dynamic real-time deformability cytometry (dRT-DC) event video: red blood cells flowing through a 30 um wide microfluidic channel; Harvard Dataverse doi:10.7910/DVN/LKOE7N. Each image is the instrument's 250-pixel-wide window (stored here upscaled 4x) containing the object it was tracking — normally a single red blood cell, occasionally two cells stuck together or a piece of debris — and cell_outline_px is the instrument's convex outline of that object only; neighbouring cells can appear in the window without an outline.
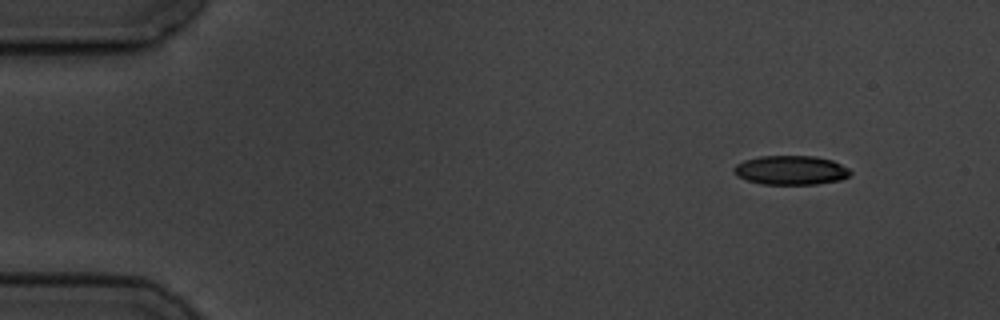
{"species": "common noctule bat (a hibernating species)", "species_latin": "Nyctalus noctula", "temperature_condition": "cold", "stored_images_in_passage": 8, "camera_frame_rate_fps": 3000, "um_per_image_px": 0.085, "animal": {"sex": "male", "body_mass_g": 19.5, "forearm_length_mm": 54.6}, "frame": {"image": 1, "passage_image": 1, "time_ms": 0.0, "image_size_px": [1000, 320], "cell_outline_px": [[852, 172], [848, 176], [840, 180], [816, 184], [760, 184], [736, 176], [732, 172], [732, 168], [736, 164], [744, 160], [760, 156], [816, 156], [832, 160], [848, 168]], "centroid_in_image_um": [67.19, 14.46], "position_along_channel_um": 17.8, "area_um2": 19.88}}
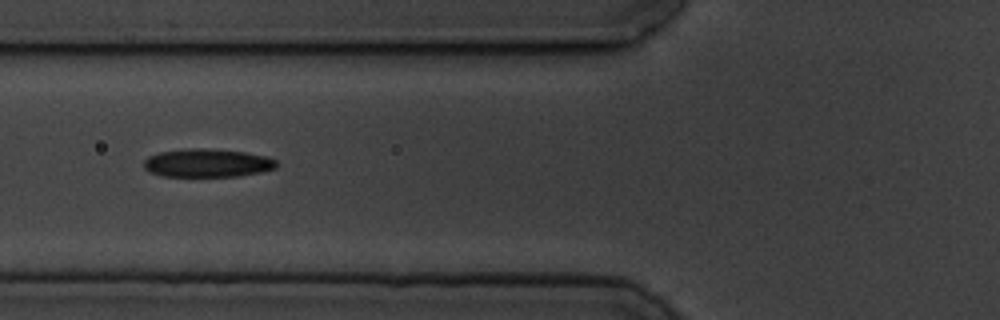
{"frame": {"image": 2, "passage_image": 5, "time_ms": 5.333, "image_size_px": [1000, 320], "cell_outline_px": [[276, 168], [260, 172], [240, 176], [164, 176], [148, 172], [144, 168], [144, 160], [148, 156], [160, 152], [188, 148], [200, 148], [244, 152], [268, 156], [276, 160]], "centroid_in_image_um": [17.61, 13.86], "position_along_channel_um": 108.2, "area_um2": 21.85}}
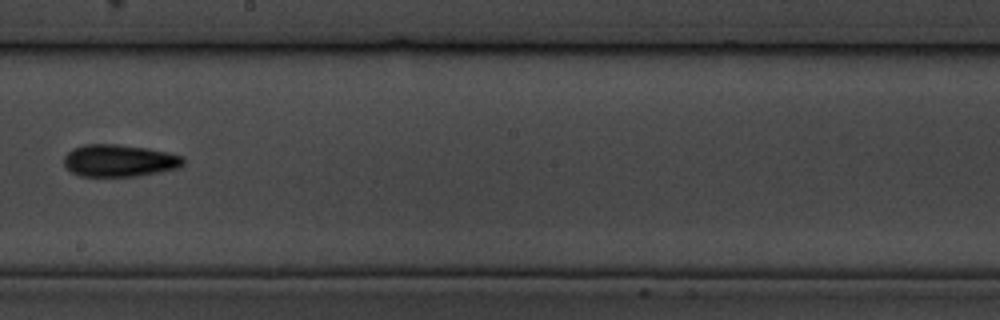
{"frame": {"image": 3, "passage_image": 8, "time_ms": 9.0, "image_size_px": [1000, 320], "cell_outline_px": [[184, 164], [180, 168], [136, 176], [80, 176], [72, 172], [64, 164], [64, 156], [72, 148], [84, 144], [116, 144], [148, 148], [168, 152], [184, 156]], "centroid_in_image_um": [10.16, 13.64], "position_along_channel_um": 238.0, "area_um2": 22.48}}